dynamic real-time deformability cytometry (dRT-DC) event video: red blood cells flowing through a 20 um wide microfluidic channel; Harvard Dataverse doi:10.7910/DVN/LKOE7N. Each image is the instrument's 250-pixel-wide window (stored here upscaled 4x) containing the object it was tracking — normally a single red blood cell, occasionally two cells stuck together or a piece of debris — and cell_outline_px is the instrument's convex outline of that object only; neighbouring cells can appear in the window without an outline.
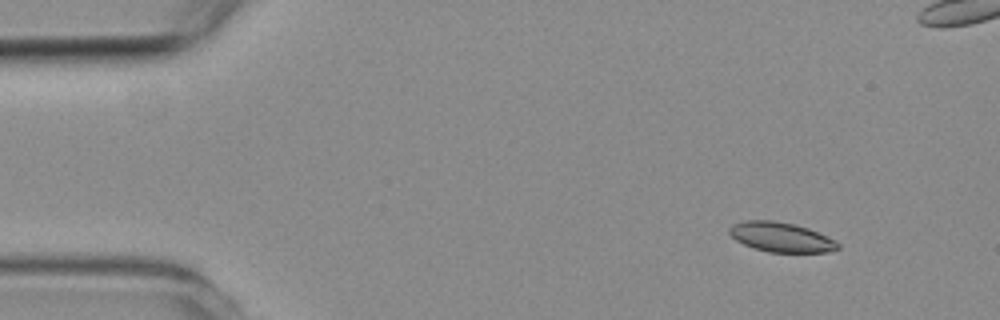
{"species": "common noctule bat (a hibernating species)", "species_latin": "Nyctalus noctula", "temperature_condition": "room temperature", "stored_images_in_passage": 6, "camera_frame_rate_fps": 3000, "um_per_image_px": 0.085, "animal": {"sex": "female", "body_mass_g": 19.3, "forearm_length_mm": 54.1}, "frame": {"image": 1, "passage_image": 1, "time_ms": 0.0, "image_size_px": [1000, 320], "cell_outline_px": [[840, 248], [828, 252], [768, 252], [752, 248], [736, 240], [728, 232], [728, 228], [732, 224], [744, 220], [772, 220], [796, 224], [808, 228], [836, 240], [840, 244]], "centroid_in_image_um": [66.38, 20.15], "position_along_channel_um": 18.6, "area_um2": 18.96}}
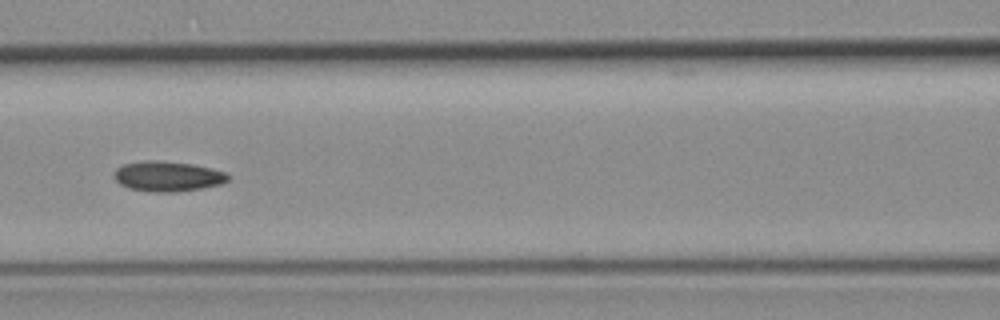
{"frame": {"image": 2, "passage_image": 5, "time_ms": 5.667, "image_size_px": [1000, 320], "cell_outline_px": [[228, 180], [220, 184], [200, 188], [176, 192], [152, 192], [128, 188], [120, 184], [112, 176], [116, 168], [124, 164], [144, 160], [156, 160], [192, 164], [212, 168], [224, 172], [228, 176]], "centroid_in_image_um": [14.2, 14.98], "position_along_channel_um": 152.4, "area_um2": 20.0}}
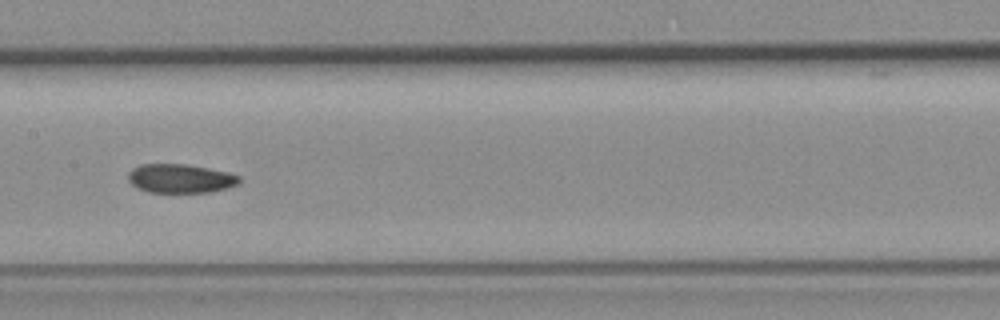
{"frame": {"image": 3, "passage_image": 6, "time_ms": 6.667, "image_size_px": [1000, 320], "cell_outline_px": [[240, 184], [228, 188], [212, 192], [148, 192], [136, 188], [128, 180], [128, 172], [132, 168], [140, 164], [184, 164], [208, 168], [228, 172], [240, 176]], "centroid_in_image_um": [15.33, 15.17], "position_along_channel_um": 192.1, "area_um2": 18.9}}